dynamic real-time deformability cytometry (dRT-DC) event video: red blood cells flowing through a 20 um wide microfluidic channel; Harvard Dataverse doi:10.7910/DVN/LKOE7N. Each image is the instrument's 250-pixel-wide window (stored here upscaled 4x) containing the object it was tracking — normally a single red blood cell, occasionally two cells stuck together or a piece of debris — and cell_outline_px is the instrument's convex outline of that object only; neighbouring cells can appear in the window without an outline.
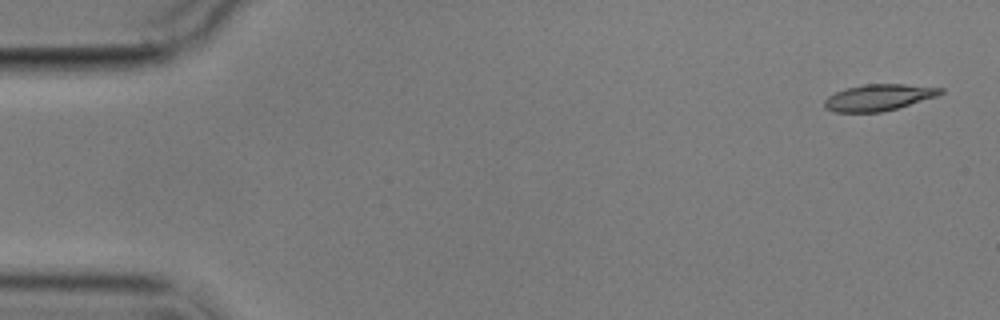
{"species": "common noctule bat (a hibernating species)", "species_latin": "Nyctalus noctula", "temperature_condition": "cold", "stored_images_in_passage": 5, "camera_frame_rate_fps": 3000, "um_per_image_px": 0.085, "animal": {"sex": "male", "body_mass_g": 17.9}, "frame": {"image": 1, "passage_image": 1, "time_ms": 0.0, "image_size_px": [1000, 320], "cell_outline_px": [[944, 92], [936, 96], [896, 108], [880, 112], [836, 112], [824, 108], [824, 100], [828, 96], [844, 88], [864, 84], [904, 84], [944, 88]], "centroid_in_image_um": [74.65, 8.27], "position_along_channel_um": 10.4, "area_um2": 17.74}}
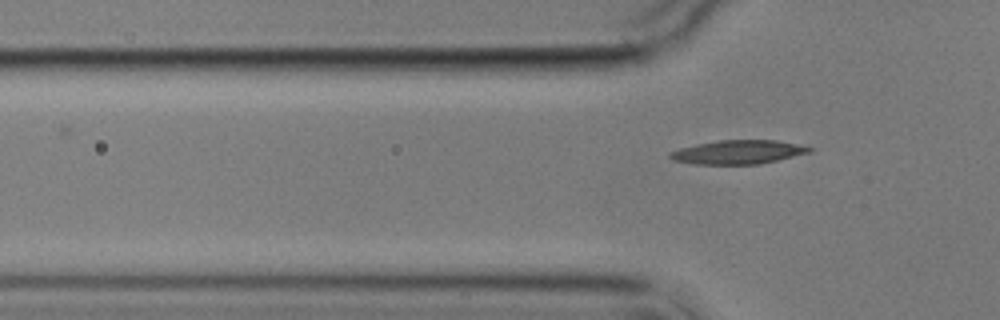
{"frame": {"image": 2, "passage_image": 5, "time_ms": 5.0, "image_size_px": [1000, 320], "cell_outline_px": [[812, 152], [760, 164], [692, 164], [672, 160], [668, 156], [668, 152], [680, 148], [696, 144], [720, 140], [776, 140], [796, 144], [812, 148]], "centroid_in_image_um": [62.7, 12.93], "position_along_channel_um": 63.1, "area_um2": 19.36}}